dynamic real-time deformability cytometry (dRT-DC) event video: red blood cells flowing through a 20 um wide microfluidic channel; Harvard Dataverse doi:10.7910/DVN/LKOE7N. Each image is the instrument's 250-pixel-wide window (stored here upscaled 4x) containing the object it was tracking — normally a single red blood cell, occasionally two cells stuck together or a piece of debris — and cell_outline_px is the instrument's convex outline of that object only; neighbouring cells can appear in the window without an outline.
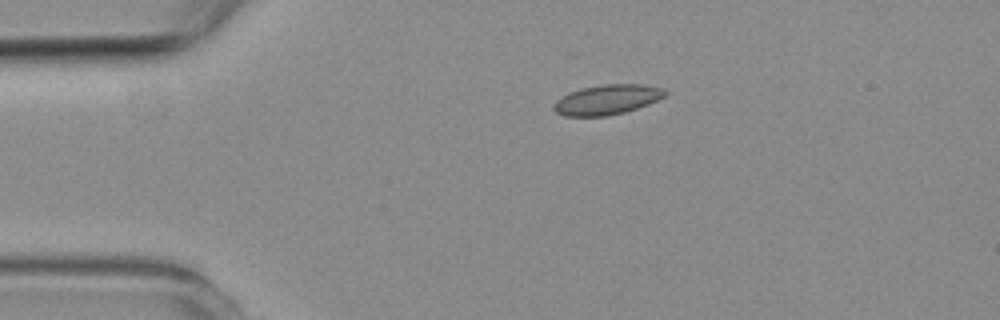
{"species": "common noctule bat (a hibernating species)", "species_latin": "Nyctalus noctula", "temperature_condition": "room temperature", "stored_images_in_passage": 3, "segment_of_instrument_passage": [1, 2], "camera_frame_rate_fps": 3000, "um_per_image_px": 0.085, "animal": {"sex": "female", "body_mass_g": 19.3, "forearm_length_mm": 54.1}, "frame": {"image": 1, "passage_image": 1, "time_ms": 0.0, "image_size_px": [1000, 320], "cell_outline_px": [[668, 92], [664, 96], [648, 104], [624, 112], [604, 116], [564, 116], [556, 112], [552, 108], [552, 104], [556, 100], [572, 92], [584, 88], [604, 84], [644, 84], [664, 88]], "centroid_in_image_um": [51.61, 8.47], "position_along_channel_um": 33.4, "area_um2": 19.19}}